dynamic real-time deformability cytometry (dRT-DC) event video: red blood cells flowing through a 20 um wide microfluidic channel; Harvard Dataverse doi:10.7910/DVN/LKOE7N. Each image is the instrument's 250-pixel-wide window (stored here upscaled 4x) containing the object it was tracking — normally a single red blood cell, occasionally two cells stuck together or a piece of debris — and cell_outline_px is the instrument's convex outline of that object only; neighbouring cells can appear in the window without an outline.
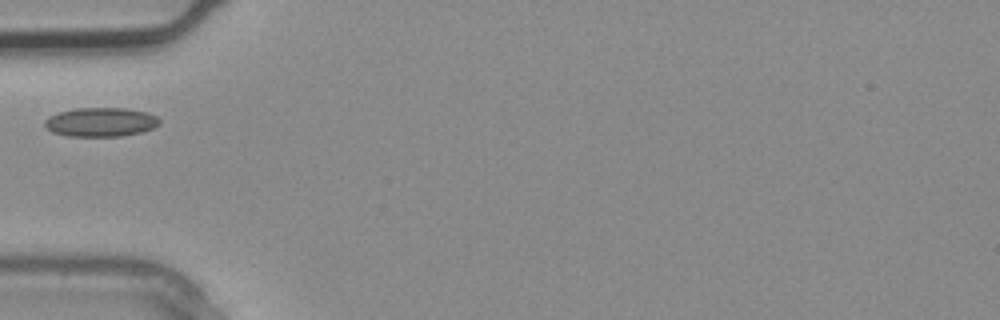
{"species": "common noctule bat (a hibernating species)", "species_latin": "Nyctalus noctula", "temperature_condition": "warm", "stored_images_in_passage": 2, "camera_frame_rate_fps": 3000, "um_per_image_px": 0.085, "animal": {"sex": "male", "body_mass_g": 20.4}, "frame": {"image": 1, "passage_image": 2, "time_ms": 0.333, "image_size_px": [1000, 320], "cell_outline_px": [[160, 124], [152, 128], [140, 132], [120, 136], [68, 136], [52, 132], [44, 124], [44, 120], [48, 116], [60, 112], [76, 108], [124, 108], [148, 112], [156, 116], [160, 120]], "centroid_in_image_um": [8.56, 10.37], "position_along_channel_um": 76.4, "area_um2": 19.36}}